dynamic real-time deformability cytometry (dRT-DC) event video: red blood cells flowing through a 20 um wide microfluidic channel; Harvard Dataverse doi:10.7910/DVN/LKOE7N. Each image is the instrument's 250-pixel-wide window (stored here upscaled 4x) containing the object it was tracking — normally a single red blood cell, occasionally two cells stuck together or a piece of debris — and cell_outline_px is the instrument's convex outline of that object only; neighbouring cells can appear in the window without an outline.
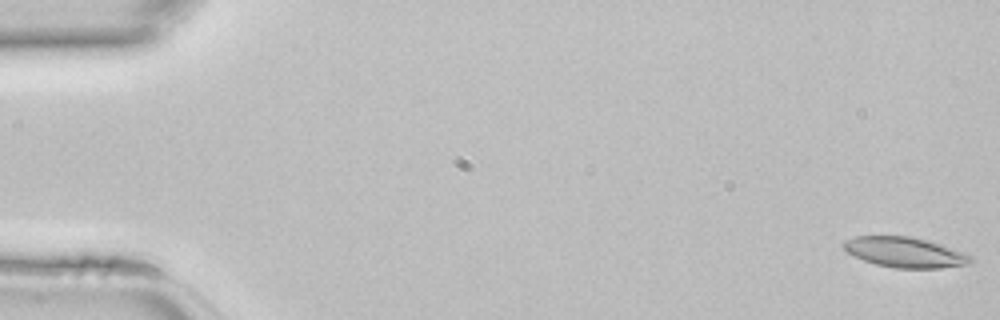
{"species": "common noctule bat (a hibernating species)", "species_latin": "Nyctalus noctula", "temperature_condition": "room temperature", "stored_images_in_passage": 45, "camera_frame_rate_fps": 3000, "um_per_image_px": 0.085, "animal": {"sex": "female", "body_mass_g": 22.7, "forearm_length_mm": 54.2}, "frame": {"image": 1, "passage_image": 1, "time_ms": 0.0, "image_size_px": [1000, 320], "cell_outline_px": [[972, 264], [940, 268], [896, 268], [876, 264], [852, 256], [844, 248], [844, 240], [856, 236], [908, 236], [940, 244], [972, 256]], "centroid_in_image_um": [76.91, 21.45], "position_along_channel_um": 8.1, "area_um2": 22.2}}
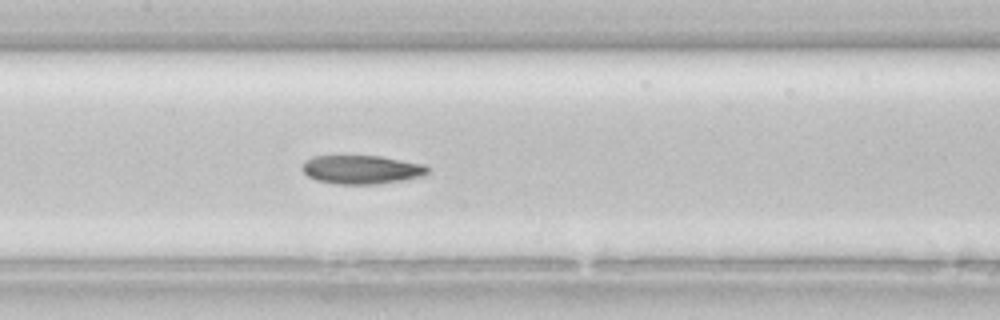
{"frame": {"image": 2, "passage_image": 22, "time_ms": 7.0, "image_size_px": [1000, 320], "cell_outline_px": [[428, 172], [424, 176], [404, 180], [376, 184], [336, 184], [316, 180], [308, 176], [300, 168], [312, 156], [380, 156], [424, 164], [428, 168]], "centroid_in_image_um": [30.75, 14.42], "position_along_channel_um": 176.7, "area_um2": 20.92}}
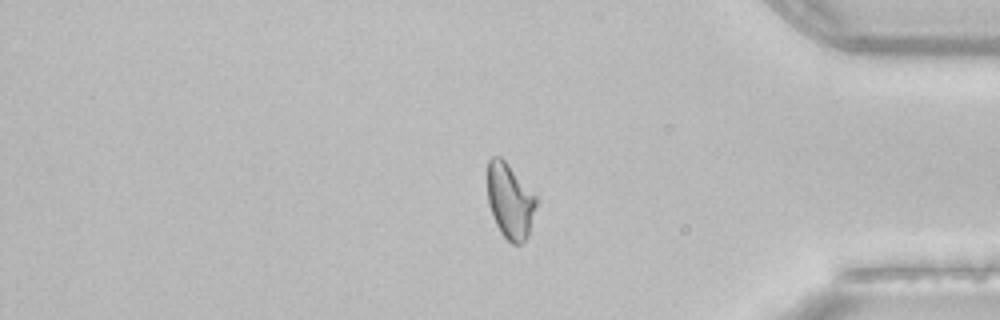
{"frame": {"image": 3, "passage_image": 38, "time_ms": 12.333, "image_size_px": [1000, 320], "cell_outline_px": [[536, 204], [528, 232], [524, 240], [520, 244], [512, 244], [500, 232], [492, 216], [488, 204], [488, 160], [492, 156], [500, 156], [508, 164], [536, 196]], "centroid_in_image_um": [43.31, 17.07], "position_along_channel_um": 391.9, "area_um2": 20.92}}